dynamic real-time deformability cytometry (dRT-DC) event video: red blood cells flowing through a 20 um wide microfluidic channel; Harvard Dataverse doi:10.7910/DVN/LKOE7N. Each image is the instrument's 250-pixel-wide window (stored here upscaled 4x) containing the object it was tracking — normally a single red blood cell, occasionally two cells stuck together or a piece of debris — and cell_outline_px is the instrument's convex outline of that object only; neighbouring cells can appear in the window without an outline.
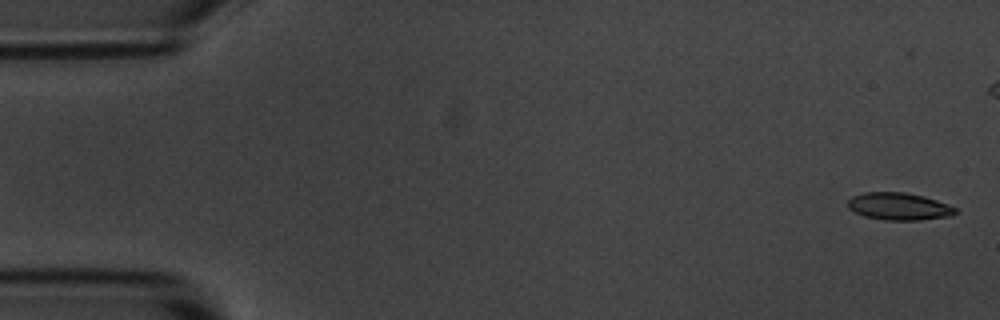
{"species": "common noctule bat (a hibernating species)", "species_latin": "Nyctalus noctula", "temperature_condition": "room temperature", "stored_images_in_passage": 5, "camera_frame_rate_fps": 3000, "um_per_image_px": 0.085, "animal": {"sex": "male", "body_mass_g": 20.1, "forearm_length_mm": 53.5}, "frame": {"image": 1, "passage_image": 1, "time_ms": 0.0, "image_size_px": [1000, 320], "cell_outline_px": [[960, 212], [952, 216], [920, 220], [884, 220], [864, 216], [848, 208], [848, 200], [852, 196], [864, 192], [904, 192], [924, 196], [936, 200], [956, 208]], "centroid_in_image_um": [76.43, 17.55], "position_along_channel_um": 8.6, "area_um2": 17.22}}